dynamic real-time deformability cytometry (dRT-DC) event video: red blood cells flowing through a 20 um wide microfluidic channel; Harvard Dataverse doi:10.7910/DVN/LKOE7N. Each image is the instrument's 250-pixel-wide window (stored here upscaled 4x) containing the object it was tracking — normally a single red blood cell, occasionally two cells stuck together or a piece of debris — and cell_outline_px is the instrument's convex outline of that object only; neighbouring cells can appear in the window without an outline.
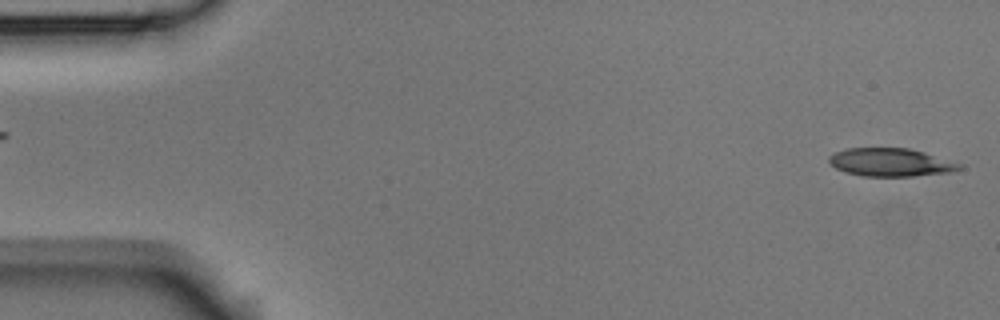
{"species": "Egyptian fruit bat (a non-hibernating species)", "species_latin": "Rousettus aegyptiacus", "temperature_condition": "room temperature", "stored_images_in_passage": 53, "camera_frame_rate_fps": 3000, "um_per_image_px": 0.085, "animal": {"sex": "male"}, "frame": {"image": 1, "passage_image": 1, "time_ms": 0.0, "image_size_px": [1000, 320], "cell_outline_px": [[964, 168], [948, 172], [912, 176], [860, 176], [844, 172], [836, 168], [828, 160], [828, 156], [844, 148], [908, 148], [924, 152], [964, 164]], "centroid_in_image_um": [75.71, 13.79], "position_along_channel_um": 9.3, "area_um2": 21.44}}
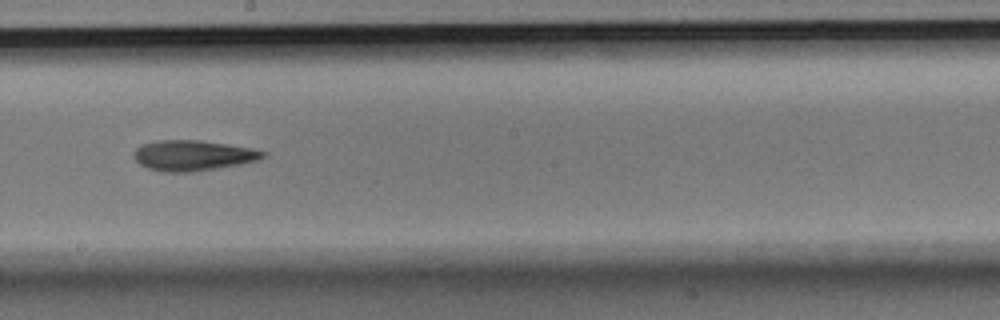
{"frame": {"image": 2, "passage_image": 29, "time_ms": 9.333, "image_size_px": [1000, 320], "cell_outline_px": [[268, 152], [264, 156], [256, 160], [240, 164], [192, 172], [164, 172], [148, 168], [140, 164], [132, 156], [132, 152], [140, 144], [156, 140], [200, 140], [228, 144], [252, 148]], "centroid_in_image_um": [16.35, 13.2], "position_along_channel_um": 231.8, "area_um2": 23.0}}
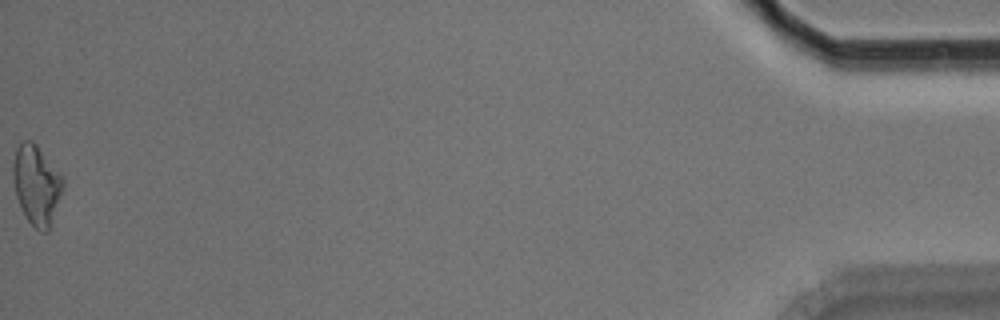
{"frame": {"image": 3, "passage_image": 53, "time_ms": 17.333, "image_size_px": [1000, 320], "cell_outline_px": [[64, 188], [48, 232], [40, 232], [28, 220], [20, 208], [16, 196], [12, 176], [12, 164], [16, 148], [20, 140], [32, 140], [36, 144], [64, 176]], "centroid_in_image_um": [3.11, 15.69], "position_along_channel_um": 432.1, "area_um2": 23.58}, "authors_computed_cell_mechanics": {"area_um2": 22.253, "velocity_mm_per_s": 3.7563, "shape_relaxation_time_tau1_ms": 4.768, "shape_relaxation_time_tau2_ms": 6.7557, "deformation_change_tau1": 0.1538, "deformation_change_tau2": 0.1837}}